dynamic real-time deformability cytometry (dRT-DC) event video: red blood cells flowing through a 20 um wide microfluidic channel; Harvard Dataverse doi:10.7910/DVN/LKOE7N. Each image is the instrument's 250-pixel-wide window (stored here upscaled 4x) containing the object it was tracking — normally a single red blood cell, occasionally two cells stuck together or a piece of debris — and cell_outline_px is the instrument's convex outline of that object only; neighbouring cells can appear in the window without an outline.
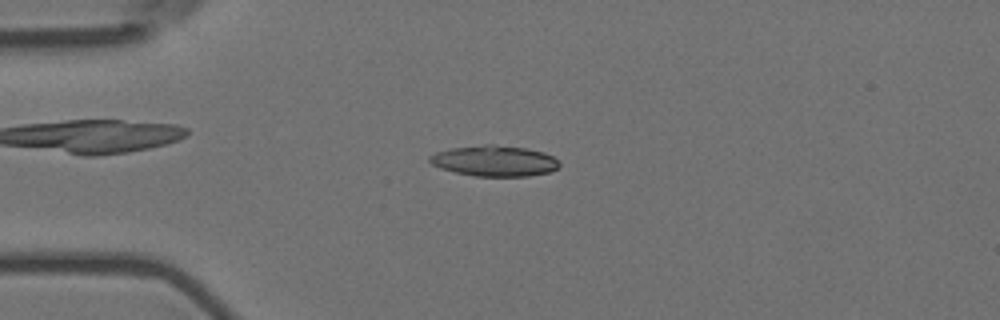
{"species": "Egyptian fruit bat (a non-hibernating species)", "species_latin": "Rousettus aegyptiacus", "temperature_condition": "room temperature", "stored_images_in_passage": 55, "camera_frame_rate_fps": 3000, "um_per_image_px": 0.085, "animal": {"sex": "female"}, "frame": {"image": 1, "passage_image": 13, "time_ms": 4.0, "image_size_px": [1000, 320], "cell_outline_px": [[560, 168], [552, 172], [528, 176], [476, 176], [456, 172], [440, 168], [432, 164], [428, 160], [428, 156], [436, 152], [448, 148], [484, 144], [492, 144], [528, 148], [544, 152], [552, 156], [560, 164]], "centroid_in_image_um": [42.04, 13.67], "position_along_channel_um": 43.0, "area_um2": 23.52}}
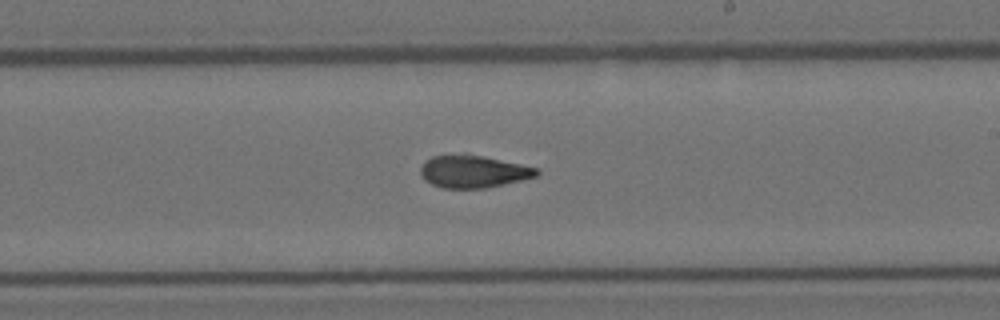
{"frame": {"image": 2, "passage_image": 32, "time_ms": 10.333, "image_size_px": [1000, 320], "cell_outline_px": [[540, 172], [536, 176], [504, 184], [484, 188], [444, 188], [432, 184], [424, 180], [420, 172], [420, 168], [432, 156], [464, 152], [484, 156], [540, 168]], "centroid_in_image_um": [40.23, 14.55], "position_along_channel_um": 248.8, "area_um2": 22.14}}
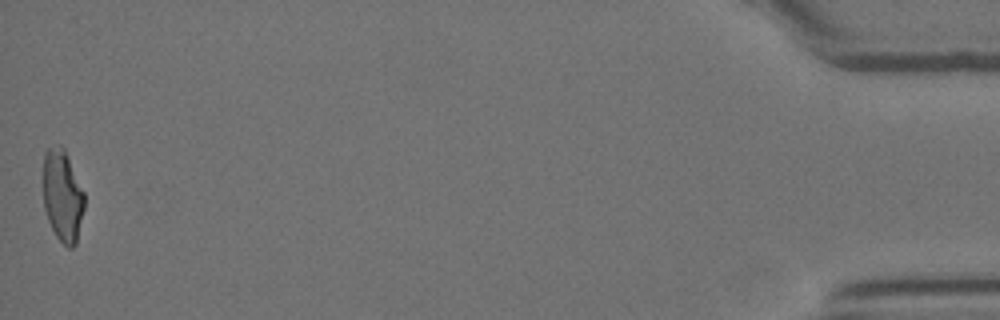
{"frame": {"image": 3, "passage_image": 55, "time_ms": 18.0, "image_size_px": [1000, 320], "cell_outline_px": [[84, 208], [76, 244], [72, 248], [68, 248], [56, 236], [48, 220], [44, 208], [44, 152], [48, 148], [60, 144], [64, 148], [68, 156], [84, 192]], "centroid_in_image_um": [5.32, 16.64], "position_along_channel_um": 429.9, "area_um2": 21.96}, "authors_computed_cell_mechanics": {"area_um2": 22.542, "velocity_mm_per_s": 3.6037, "shape_relaxation_time_tau1_ms": null, "shape_relaxation_time_tau2_ms": 3.0243, "deformation_change_tau1": null, "deformation_change_tau2": 0.1056}}